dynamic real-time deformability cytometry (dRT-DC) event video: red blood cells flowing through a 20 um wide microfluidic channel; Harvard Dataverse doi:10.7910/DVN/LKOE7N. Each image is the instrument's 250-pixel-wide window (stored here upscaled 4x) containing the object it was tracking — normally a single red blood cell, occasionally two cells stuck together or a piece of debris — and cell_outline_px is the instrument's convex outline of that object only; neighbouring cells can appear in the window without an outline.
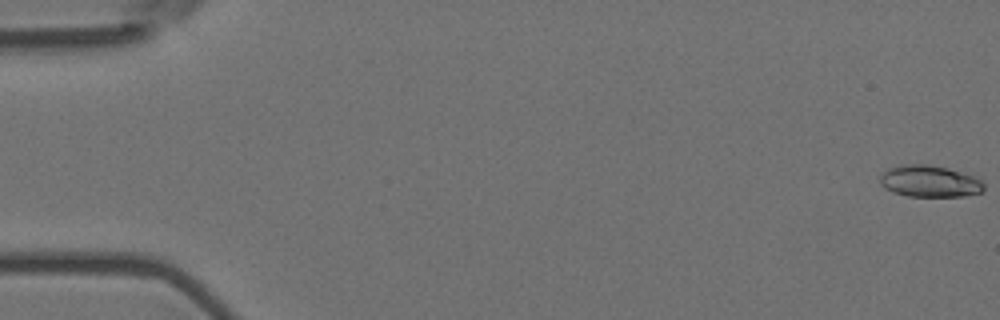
{"species": "Egyptian fruit bat (a non-hibernating species)", "species_latin": "Rousettus aegyptiacus", "temperature_condition": "room temperature", "stored_images_in_passage": 56, "camera_frame_rate_fps": 3000, "um_per_image_px": 0.085, "animal": {"sex": "female"}, "frame": {"image": 1, "passage_image": 1, "time_ms": 0.0, "image_size_px": [1000, 320], "cell_outline_px": [[984, 188], [980, 192], [964, 196], [908, 196], [892, 192], [884, 188], [880, 184], [880, 176], [888, 168], [904, 164], [928, 164], [948, 168], [976, 176], [984, 184]], "centroid_in_image_um": [79.0, 15.4], "position_along_channel_um": 6.0, "area_um2": 19.25}}
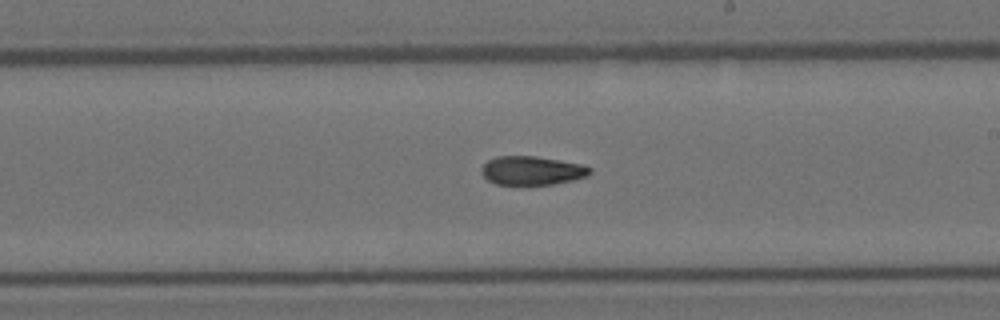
{"frame": {"image": 2, "passage_image": 33, "time_ms": 10.667, "image_size_px": [1000, 320], "cell_outline_px": [[592, 172], [588, 176], [572, 180], [552, 184], [496, 184], [488, 180], [480, 172], [480, 168], [488, 160], [496, 156], [536, 156], [584, 164], [592, 168]], "centroid_in_image_um": [45.23, 14.48], "position_along_channel_um": 243.8, "area_um2": 18.26}}
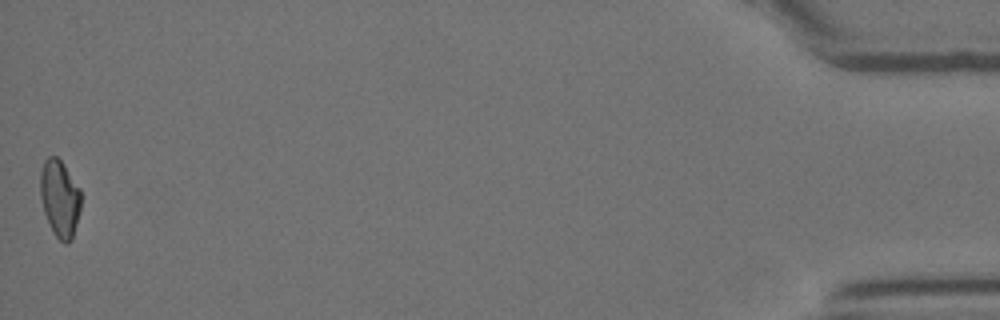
{"frame": {"image": 3, "passage_image": 56, "time_ms": 18.333, "image_size_px": [1000, 320], "cell_outline_px": [[80, 208], [72, 240], [68, 244], [64, 244], [56, 236], [44, 212], [40, 196], [40, 172], [44, 160], [48, 156], [56, 156], [64, 164], [80, 188]], "centroid_in_image_um": [5.08, 16.84], "position_along_channel_um": 430.1, "area_um2": 18.21}, "authors_computed_cell_mechanics": {"area_um2": 18.6405, "velocity_mm_per_s": 3.6686, "shape_relaxation_time_tau1_ms": null, "shape_relaxation_time_tau2_ms": 6.2362, "deformation_change_tau1": null, "deformation_change_tau2": 0.136}}